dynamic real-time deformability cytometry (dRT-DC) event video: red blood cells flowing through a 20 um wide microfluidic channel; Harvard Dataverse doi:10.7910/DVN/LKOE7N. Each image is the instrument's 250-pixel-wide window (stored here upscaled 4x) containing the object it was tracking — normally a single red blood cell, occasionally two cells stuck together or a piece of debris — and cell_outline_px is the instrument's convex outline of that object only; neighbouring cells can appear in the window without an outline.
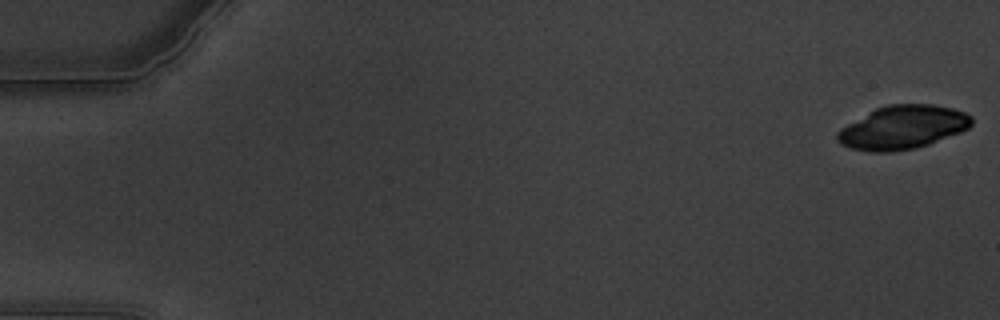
{"species": "common noctule bat (a hibernating species)", "species_latin": "Nyctalus noctula", "temperature_condition": "warm", "stored_images_in_passage": 61, "camera_frame_rate_fps": 3000, "um_per_image_px": 0.085, "animal": {"sex": "male", "body_mass_g": 19.5, "forearm_length_mm": 54.6}, "frame": {"image": 1, "passage_image": 1, "time_ms": 0.0, "image_size_px": [1000, 320], "cell_outline_px": [[972, 124], [968, 128], [960, 132], [928, 144], [916, 148], [892, 152], [868, 152], [852, 148], [840, 144], [836, 140], [836, 132], [840, 128], [876, 108], [888, 104], [932, 104], [952, 108], [964, 112], [972, 116]], "centroid_in_image_um": [76.7, 10.83], "position_along_channel_um": 8.3, "area_um2": 34.04}}